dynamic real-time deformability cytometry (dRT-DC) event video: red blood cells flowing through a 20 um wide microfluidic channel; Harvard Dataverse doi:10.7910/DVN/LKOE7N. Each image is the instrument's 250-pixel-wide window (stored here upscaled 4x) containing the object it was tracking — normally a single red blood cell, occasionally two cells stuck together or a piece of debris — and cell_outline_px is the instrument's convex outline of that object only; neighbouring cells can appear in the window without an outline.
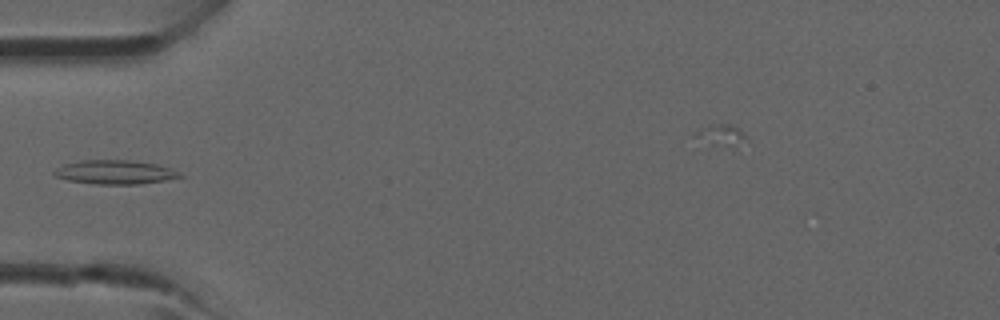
{"species": "common noctule bat (a hibernating species)", "species_latin": "Nyctalus noctula", "temperature_condition": "room temperature", "stored_images_in_passage": 4, "camera_frame_rate_fps": 3000, "um_per_image_px": 0.085, "animal": {"sex": "male", "forearm_length_mm": 52.5}, "frame": {"image": 1, "passage_image": 4, "time_ms": 3.333, "image_size_px": [1000, 320], "cell_outline_px": [[184, 176], [164, 180], [136, 184], [92, 184], [68, 180], [56, 176], [52, 172], [56, 168], [64, 164], [80, 160], [128, 160], [156, 164], [172, 168]], "centroid_in_image_um": [9.74, 14.63], "position_along_channel_um": 75.3, "area_um2": 17.46}}